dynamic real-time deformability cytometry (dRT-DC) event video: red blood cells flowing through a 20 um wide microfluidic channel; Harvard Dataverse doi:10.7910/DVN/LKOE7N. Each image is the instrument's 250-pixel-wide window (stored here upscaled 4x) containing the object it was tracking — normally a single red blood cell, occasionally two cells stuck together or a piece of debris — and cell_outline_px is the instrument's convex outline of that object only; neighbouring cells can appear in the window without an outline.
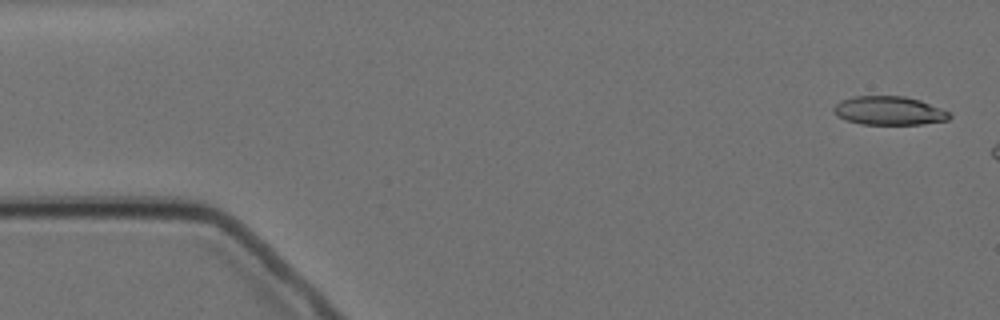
{"species": "Egyptian fruit bat (a non-hibernating species)", "species_latin": "Rousettus aegyptiacus", "temperature_condition": "cold", "stored_images_in_passage": 4, "camera_frame_rate_fps": 3000, "um_per_image_px": 0.085, "animal": {"sex": "female"}, "frame": {"image": 1, "passage_image": 1, "time_ms": 0.0, "image_size_px": [1000, 320], "cell_outline_px": [[952, 116], [948, 120], [920, 124], [860, 124], [844, 120], [836, 116], [832, 112], [832, 108], [840, 100], [852, 96], [904, 96], [920, 100], [952, 112]], "centroid_in_image_um": [75.54, 9.4], "position_along_channel_um": 9.5, "area_um2": 19.65}}